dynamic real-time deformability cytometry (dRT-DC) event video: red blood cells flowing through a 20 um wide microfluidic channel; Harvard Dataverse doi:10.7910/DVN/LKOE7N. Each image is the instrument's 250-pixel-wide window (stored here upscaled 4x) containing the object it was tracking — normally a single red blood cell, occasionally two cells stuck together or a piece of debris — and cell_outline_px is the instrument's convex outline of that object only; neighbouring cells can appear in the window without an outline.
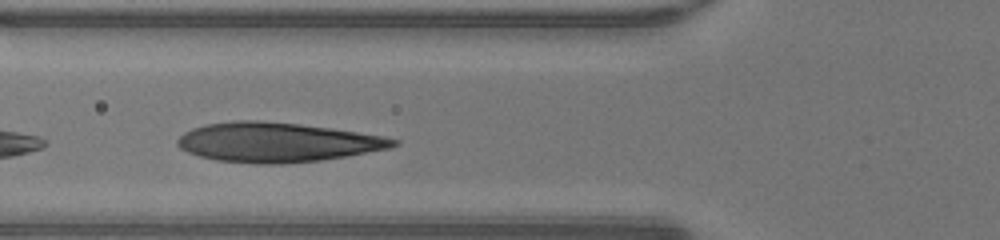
{"species": "human", "species_latin": "Homo sapiens", "temperature_condition": "warm", "stored_images_in_passage": 26, "camera_frame_rate_fps": 3000, "um_per_image_px": 0.085, "donor": {"sex": "male"}, "frame": {"image": 1, "passage_image": 5, "time_ms": 1.333, "image_size_px": [1000, 240], "cell_outline_px": [[400, 144], [392, 148], [348, 156], [320, 160], [280, 164], [256, 164], [216, 160], [200, 156], [188, 152], [180, 148], [176, 144], [176, 140], [184, 132], [192, 128], [204, 124], [236, 120], [260, 120], [300, 124], [384, 136], [400, 140]], "centroid_in_image_um": [23.55, 12.09], "position_along_channel_um": 102.2, "area_um2": 49.88}}
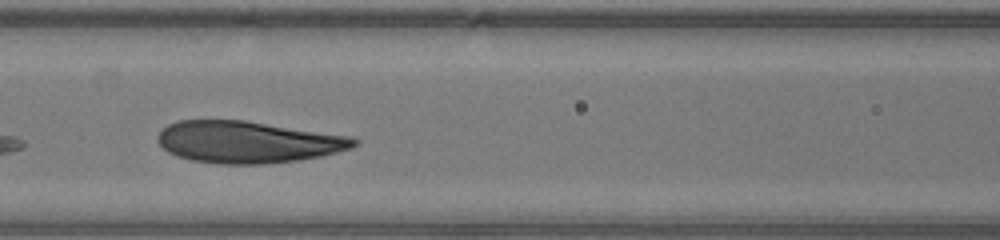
{"frame": {"image": 2, "passage_image": 8, "time_ms": 2.333, "image_size_px": [1000, 240], "cell_outline_px": [[360, 140], [352, 148], [320, 156], [300, 160], [264, 164], [220, 164], [192, 160], [176, 156], [168, 152], [156, 140], [156, 136], [168, 124], [176, 120], [244, 120], [348, 136]], "centroid_in_image_um": [21.02, 12.07], "position_along_channel_um": 145.6, "area_um2": 47.74}}